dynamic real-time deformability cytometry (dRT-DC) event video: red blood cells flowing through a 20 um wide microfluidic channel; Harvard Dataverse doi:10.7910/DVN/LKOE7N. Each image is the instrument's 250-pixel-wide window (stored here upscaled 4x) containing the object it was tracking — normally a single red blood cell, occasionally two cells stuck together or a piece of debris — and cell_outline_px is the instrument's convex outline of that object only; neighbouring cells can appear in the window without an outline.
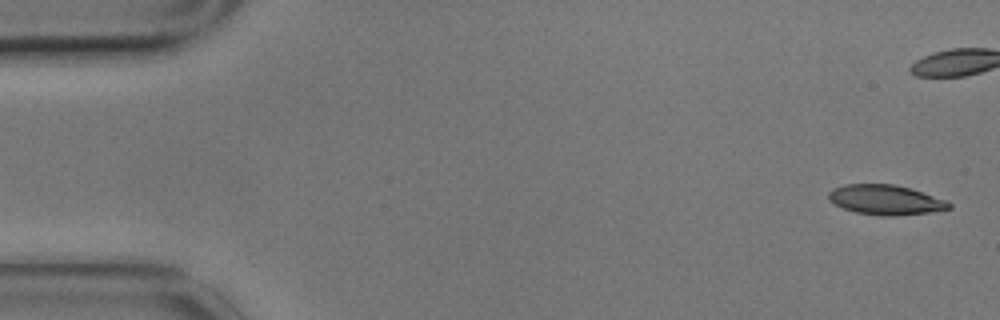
{"species": "common noctule bat (a hibernating species)", "species_latin": "Nyctalus noctula", "temperature_condition": "cold", "stored_images_in_passage": 15, "camera_frame_rate_fps": 3000, "um_per_image_px": 0.085, "animal": {"sex": "male", "body_mass_g": 17.9}, "frame": {"image": 1, "passage_image": 1, "time_ms": 0.0, "image_size_px": [1000, 320], "cell_outline_px": [[952, 208], [928, 212], [892, 216], [880, 216], [856, 212], [844, 208], [828, 200], [828, 192], [832, 188], [844, 184], [892, 184], [908, 188], [948, 200], [952, 204]], "centroid_in_image_um": [75.26, 16.98], "position_along_channel_um": 9.7, "area_um2": 20.87}}
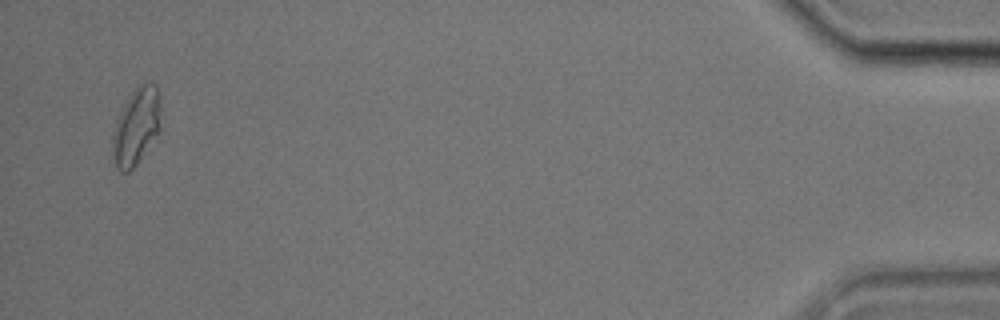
{"frame": {"image": 2, "passage_image": 15, "time_ms": 4.667, "image_size_px": [1000, 320], "cell_outline_px": [[160, 132], [136, 164], [128, 172], [120, 172], [116, 164], [112, 152], [112, 132], [116, 120], [124, 104], [132, 92], [140, 84], [156, 84], [160, 100]], "centroid_in_image_um": [11.58, 10.76], "position_along_channel_um": 423.6, "area_um2": 21.5}}